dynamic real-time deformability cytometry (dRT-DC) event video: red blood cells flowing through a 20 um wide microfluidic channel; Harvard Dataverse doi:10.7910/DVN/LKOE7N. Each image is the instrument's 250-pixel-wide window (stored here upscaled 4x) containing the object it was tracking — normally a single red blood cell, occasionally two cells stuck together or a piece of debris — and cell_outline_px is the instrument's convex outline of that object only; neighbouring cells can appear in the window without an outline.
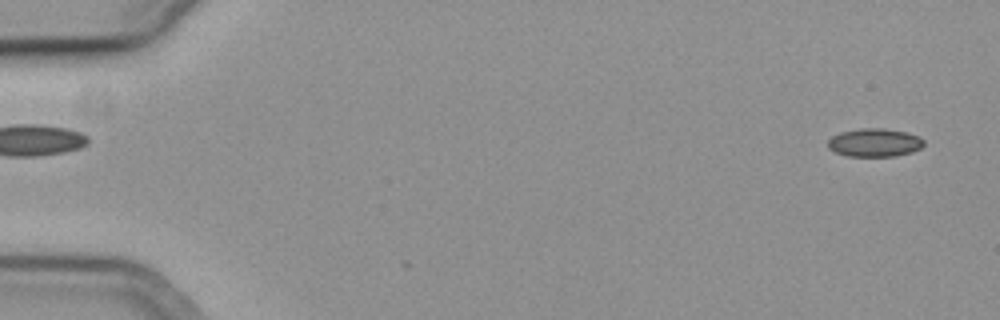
{"species": "common noctule bat (a hibernating species)", "species_latin": "Nyctalus noctula", "temperature_condition": "cold", "stored_images_in_passage": 4, "camera_frame_rate_fps": 3000, "um_per_image_px": 0.085, "animal": {"sex": "female", "body_mass_g": 19.3, "forearm_length_mm": 54.1}, "frame": {"image": 1, "passage_image": 2, "time_ms": 0.333, "image_size_px": [1000, 320], "cell_outline_px": [[924, 144], [920, 148], [912, 152], [896, 156], [848, 156], [836, 152], [828, 148], [828, 140], [832, 136], [840, 132], [860, 128], [884, 128], [904, 132], [920, 136], [924, 140]], "centroid_in_image_um": [74.34, 12.12], "position_along_channel_um": 10.7, "area_um2": 15.84}}